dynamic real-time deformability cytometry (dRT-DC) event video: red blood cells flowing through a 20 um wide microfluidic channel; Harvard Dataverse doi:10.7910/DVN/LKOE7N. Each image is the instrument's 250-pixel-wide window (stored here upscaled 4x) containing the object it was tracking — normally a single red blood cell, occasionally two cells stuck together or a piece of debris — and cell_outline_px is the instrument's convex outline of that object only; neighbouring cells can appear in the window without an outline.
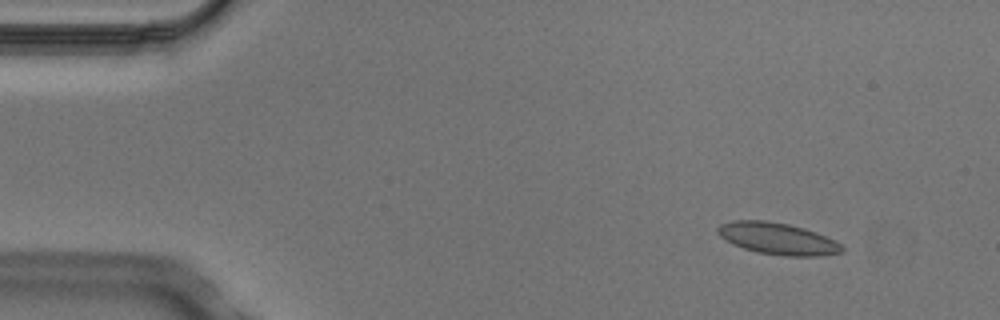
{"species": "Egyptian fruit bat (a non-hibernating species)", "species_latin": "Rousettus aegyptiacus", "temperature_condition": "cold", "stored_images_in_passage": 7, "camera_frame_rate_fps": 3000, "um_per_image_px": 0.085, "animal": {"sex": "male"}, "frame": {"image": 1, "passage_image": 1, "time_ms": 0.0, "image_size_px": [1000, 320], "cell_outline_px": [[844, 252], [820, 256], [784, 256], [756, 252], [732, 244], [720, 236], [716, 232], [716, 228], [720, 224], [732, 220], [764, 220], [788, 224], [804, 228], [816, 232], [836, 240], [844, 248]], "centroid_in_image_um": [66.1, 20.28], "position_along_channel_um": 18.9, "area_um2": 23.18}}
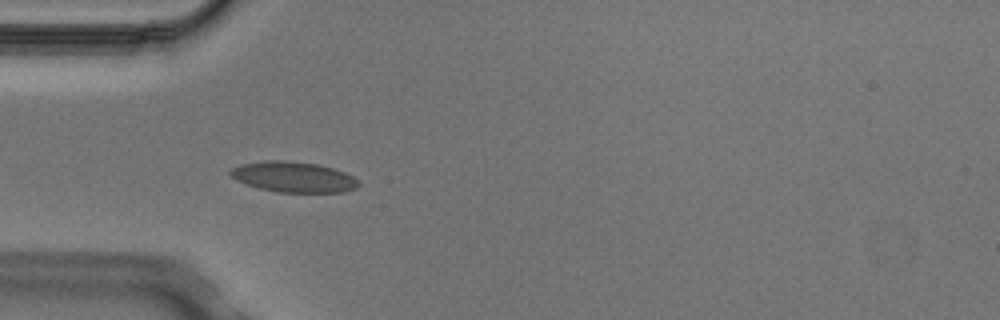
{"frame": {"image": 2, "passage_image": 4, "time_ms": 1.0, "image_size_px": [1000, 320], "cell_outline_px": [[360, 184], [356, 188], [344, 192], [280, 192], [260, 188], [236, 180], [228, 172], [232, 168], [240, 164], [264, 160], [284, 160], [316, 164], [332, 168], [344, 172], [360, 180]], "centroid_in_image_um": [24.96, 15.03], "position_along_channel_um": 60.0, "area_um2": 22.72}}
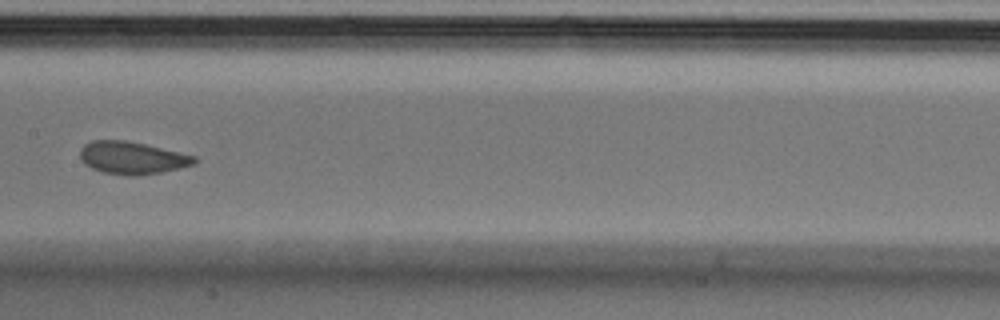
{"frame": {"image": 3, "passage_image": 7, "time_ms": 2.0, "image_size_px": [1000, 320], "cell_outline_px": [[200, 160], [196, 164], [180, 168], [160, 172], [136, 176], [128, 176], [104, 172], [92, 168], [84, 164], [80, 156], [80, 148], [84, 144], [92, 140], [124, 140], [144, 144], [196, 156]], "centroid_in_image_um": [11.24, 13.42], "position_along_channel_um": 196.2, "area_um2": 21.68}}